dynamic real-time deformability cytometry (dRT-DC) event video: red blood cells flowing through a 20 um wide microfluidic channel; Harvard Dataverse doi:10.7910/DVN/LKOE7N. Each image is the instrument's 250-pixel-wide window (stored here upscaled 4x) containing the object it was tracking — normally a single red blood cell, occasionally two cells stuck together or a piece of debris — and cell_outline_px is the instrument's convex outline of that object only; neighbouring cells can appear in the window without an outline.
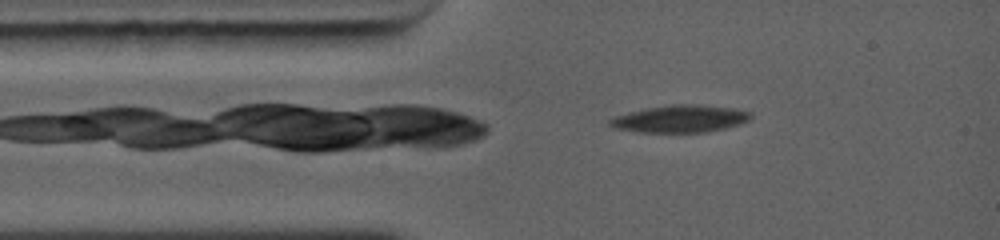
{"species": "common noctule bat (a hibernating species)", "species_latin": "Nyctalus noctula", "temperature_condition": "warm", "stored_images_in_passage": 10, "camera_frame_rate_fps": 5000, "um_per_image_px": 0.085, "animal": {"sex": "female", "body_mass_g": 19.0, "forearm_length_mm": 56.7}, "frame": {"image": 1, "passage_image": 2, "time_ms": 0.2, "image_size_px": [1000, 240], "cell_outline_px": [[752, 120], [740, 124], [708, 132], [636, 132], [612, 128], [608, 124], [608, 120], [616, 116], [628, 112], [644, 108], [672, 104], [700, 104], [736, 108], [752, 112]], "centroid_in_image_um": [57.84, 10.09], "position_along_channel_um": 27.2, "area_um2": 22.83}}
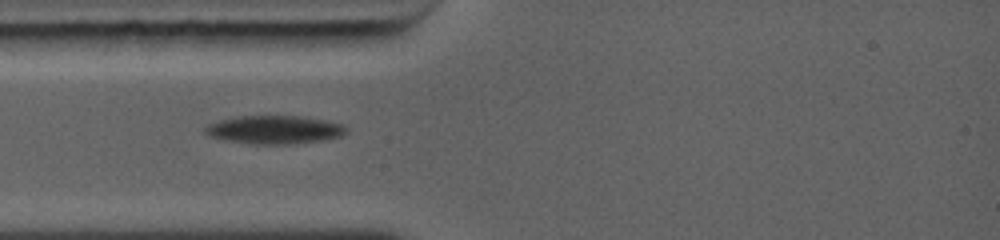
{"frame": {"image": 2, "passage_image": 9, "time_ms": 1.4, "image_size_px": [1000, 240], "cell_outline_px": [[348, 128], [340, 136], [320, 140], [276, 144], [264, 144], [232, 140], [212, 136], [204, 132], [204, 128], [208, 124], [220, 120], [236, 116], [300, 116], [324, 120], [340, 124]], "centroid_in_image_um": [23.31, 10.99], "position_along_channel_um": 61.7, "area_um2": 22.37}}